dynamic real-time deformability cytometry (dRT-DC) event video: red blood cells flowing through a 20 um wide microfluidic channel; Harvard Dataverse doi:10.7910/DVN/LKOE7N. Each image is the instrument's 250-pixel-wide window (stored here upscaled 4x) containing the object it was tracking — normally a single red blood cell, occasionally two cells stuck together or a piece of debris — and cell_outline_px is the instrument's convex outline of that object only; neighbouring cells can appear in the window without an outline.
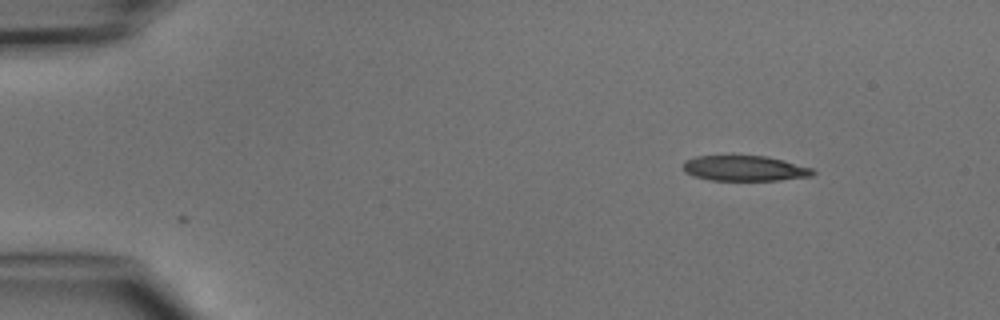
{"species": "common noctule bat (a hibernating species)", "species_latin": "Nyctalus noctula", "temperature_condition": "cold", "stored_images_in_passage": 2, "camera_frame_rate_fps": 3000, "um_per_image_px": 0.085, "animal": {"sex": "male", "body_mass_g": 15.6}, "frame": {"image": 1, "passage_image": 2, "time_ms": 1.0, "image_size_px": [1000, 320], "cell_outline_px": [[816, 172], [812, 176], [780, 180], [712, 180], [692, 176], [684, 172], [680, 168], [684, 160], [696, 156], [768, 156], [784, 160], [812, 168]], "centroid_in_image_um": [63.25, 14.31], "position_along_channel_um": 21.7, "area_um2": 19.36}}